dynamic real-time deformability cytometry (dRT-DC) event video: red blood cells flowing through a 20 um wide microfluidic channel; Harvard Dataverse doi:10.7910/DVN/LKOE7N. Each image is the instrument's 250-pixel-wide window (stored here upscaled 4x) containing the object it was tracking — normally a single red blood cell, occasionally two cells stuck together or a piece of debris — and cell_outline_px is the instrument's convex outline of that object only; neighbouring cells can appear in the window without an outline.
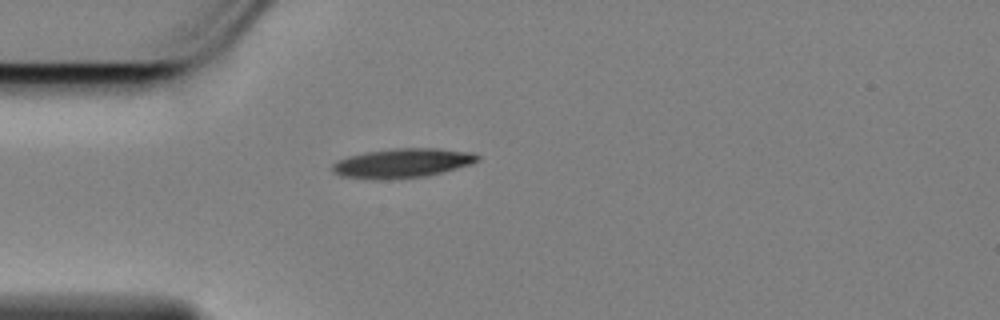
{"species": "Egyptian fruit bat (a non-hibernating species)", "species_latin": "Rousettus aegyptiacus", "temperature_condition": "cold", "stored_images_in_passage": 35, "camera_frame_rate_fps": 3000, "um_per_image_px": 0.085, "animal": {"sex": "female"}, "frame": {"image": 1, "passage_image": 1, "time_ms": 0.0, "image_size_px": [1000, 320], "cell_outline_px": [[480, 160], [456, 168], [428, 176], [340, 176], [332, 172], [332, 164], [336, 160], [348, 156], [364, 152], [392, 148], [436, 148], [472, 152], [480, 156]], "centroid_in_image_um": [34.24, 13.79], "position_along_channel_um": 50.8, "area_um2": 23.7}}
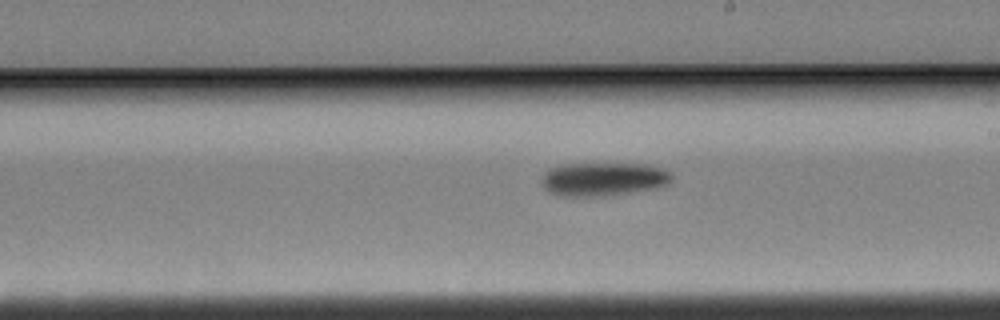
{"frame": {"image": 2, "passage_image": 18, "time_ms": 5.667, "image_size_px": [1000, 320], "cell_outline_px": [[672, 184], [656, 188], [608, 196], [556, 196], [548, 192], [544, 188], [540, 180], [544, 172], [548, 168], [560, 164], [648, 164], [672, 172]], "centroid_in_image_um": [51.27, 15.23], "position_along_channel_um": 237.7, "area_um2": 25.95}}
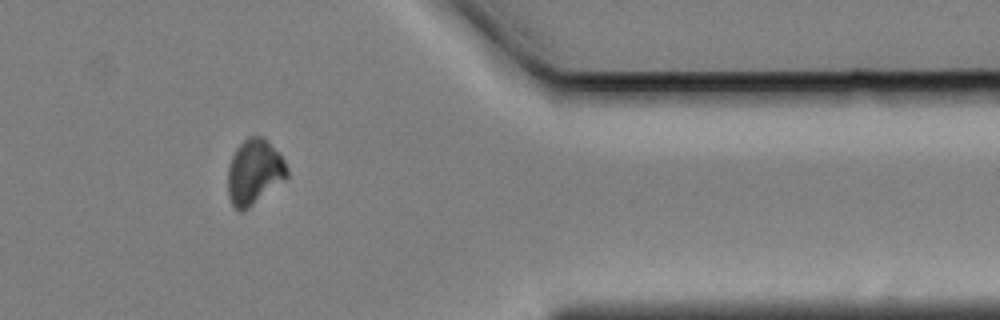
{"frame": {"image": 3, "passage_image": 33, "time_ms": 10.667, "image_size_px": [1000, 320], "cell_outline_px": [[288, 176], [244, 212], [240, 212], [232, 204], [228, 196], [228, 164], [236, 148], [248, 136], [264, 136], [268, 140], [284, 160], [288, 168]], "centroid_in_image_um": [21.6, 14.61], "position_along_channel_um": 389.8, "area_um2": 22.48}, "authors_computed_cell_mechanics": {"area_um2": 24.3916, "velocity_mm_per_s": 3.446, "shape_relaxation_time_tau1_ms": 2.9384, "shape_relaxation_time_tau2_ms": null, "deformation_change_tau1": 0.1079, "deformation_change_tau2": null}}